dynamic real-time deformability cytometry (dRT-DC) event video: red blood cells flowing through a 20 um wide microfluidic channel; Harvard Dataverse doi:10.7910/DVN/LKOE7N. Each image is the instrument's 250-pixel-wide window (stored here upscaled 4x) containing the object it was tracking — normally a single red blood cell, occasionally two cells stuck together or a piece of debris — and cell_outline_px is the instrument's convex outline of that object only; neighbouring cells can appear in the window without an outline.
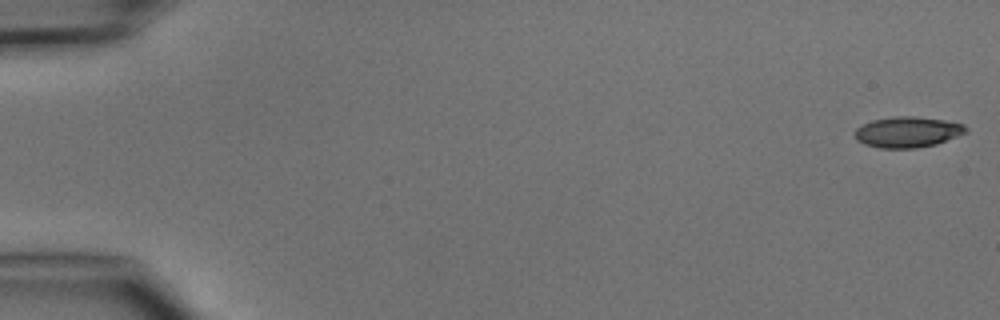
{"species": "common noctule bat (a hibernating species)", "species_latin": "Nyctalus noctula", "temperature_condition": "cold", "stored_images_in_passage": 4, "camera_frame_rate_fps": 3000, "um_per_image_px": 0.085, "animal": {"sex": "male", "body_mass_g": 15.6}, "frame": {"image": 1, "passage_image": 1, "time_ms": 0.0, "image_size_px": [1000, 320], "cell_outline_px": [[968, 132], [936, 144], [916, 148], [880, 148], [864, 144], [856, 140], [856, 128], [872, 120], [892, 116], [912, 116], [944, 120], [964, 124], [968, 128]], "centroid_in_image_um": [77.16, 11.22], "position_along_channel_um": 7.8, "area_um2": 19.88}}